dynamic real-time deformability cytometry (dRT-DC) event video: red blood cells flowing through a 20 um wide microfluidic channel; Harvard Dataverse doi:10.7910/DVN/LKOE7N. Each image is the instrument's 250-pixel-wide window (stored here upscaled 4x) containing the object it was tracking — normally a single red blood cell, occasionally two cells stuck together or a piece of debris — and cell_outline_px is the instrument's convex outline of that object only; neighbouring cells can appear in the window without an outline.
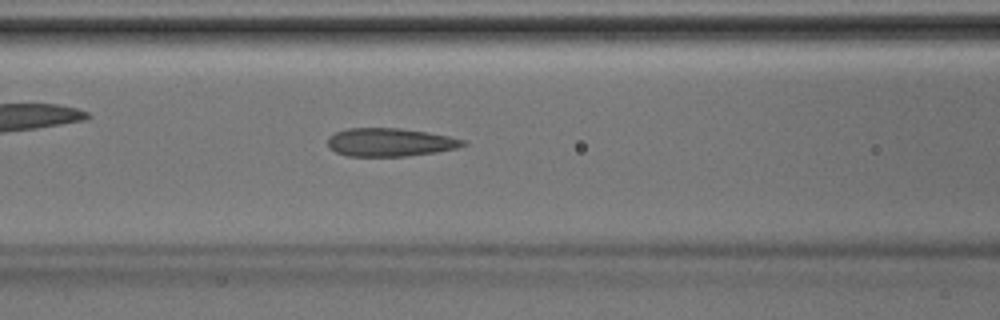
{"species": "Egyptian fruit bat (a non-hibernating species)", "species_latin": "Rousettus aegyptiacus", "temperature_condition": "room temperature", "stored_images_in_passage": 29, "camera_frame_rate_fps": 3000, "um_per_image_px": 0.085, "animal": {"sex": "male"}, "frame": {"image": 1, "passage_image": 9, "time_ms": 2.667, "image_size_px": [1000, 320], "cell_outline_px": [[468, 144], [456, 148], [436, 152], [408, 156], [348, 156], [336, 152], [328, 148], [328, 136], [336, 132], [348, 128], [400, 128], [428, 132], [468, 140]], "centroid_in_image_um": [33.16, 12.09], "position_along_channel_um": 133.4, "area_um2": 22.43}}